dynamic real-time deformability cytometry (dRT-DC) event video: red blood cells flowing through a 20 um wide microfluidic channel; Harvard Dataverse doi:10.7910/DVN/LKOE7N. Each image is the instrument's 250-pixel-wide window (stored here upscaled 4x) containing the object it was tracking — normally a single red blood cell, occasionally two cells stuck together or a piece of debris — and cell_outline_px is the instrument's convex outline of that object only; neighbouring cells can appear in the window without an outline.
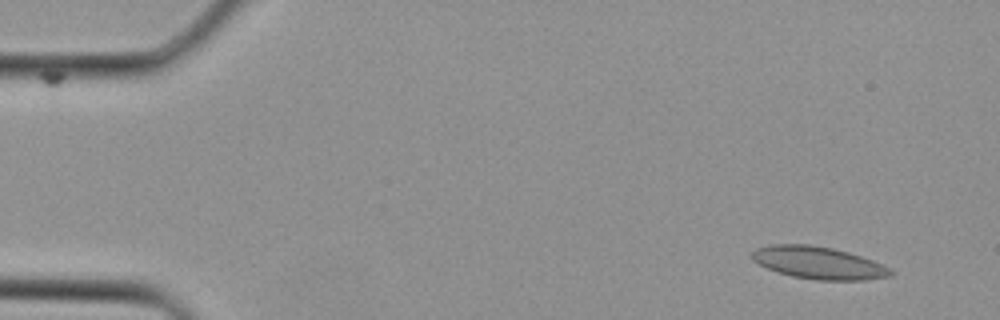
{"species": "Egyptian fruit bat (a non-hibernating species)", "species_latin": "Rousettus aegyptiacus", "temperature_condition": "cold", "stored_images_in_passage": 3, "camera_frame_rate_fps": 3000, "um_per_image_px": 0.085, "animal": {"sex": "female"}, "frame": {"image": 1, "passage_image": 1, "time_ms": 0.0, "image_size_px": [1000, 320], "cell_outline_px": [[892, 276], [864, 280], [816, 280], [792, 276], [776, 272], [752, 260], [752, 252], [756, 248], [772, 244], [808, 244], [832, 248], [848, 252], [872, 260], [888, 268], [892, 272]], "centroid_in_image_um": [69.54, 22.34], "position_along_channel_um": 15.5, "area_um2": 25.95}}